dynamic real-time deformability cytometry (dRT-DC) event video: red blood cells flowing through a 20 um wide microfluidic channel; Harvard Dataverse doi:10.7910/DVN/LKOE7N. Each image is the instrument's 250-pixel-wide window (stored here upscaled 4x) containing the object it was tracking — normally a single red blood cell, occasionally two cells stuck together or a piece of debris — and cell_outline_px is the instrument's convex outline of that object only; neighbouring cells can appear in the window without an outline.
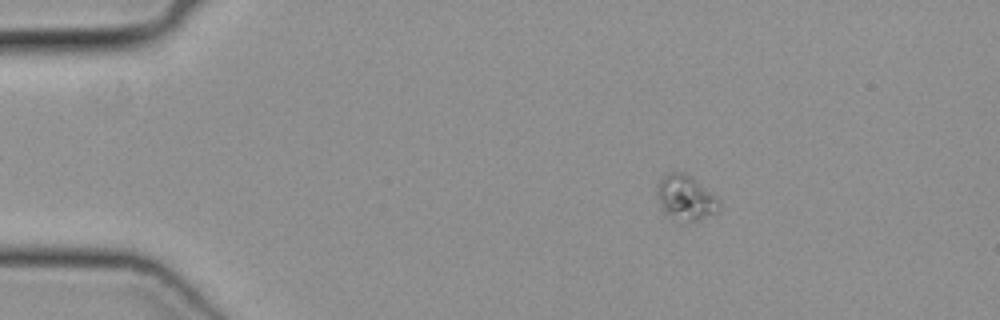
{"species": "common noctule bat (a hibernating species)", "species_latin": "Nyctalus noctula", "temperature_condition": "cold", "stored_images_in_passage": 18, "camera_frame_rate_fps": 3000, "um_per_image_px": 0.085, "animal": {"sex": "female", "body_mass_g": 19.3, "forearm_length_mm": 54.1}, "frame": {"image": 1, "passage_image": 9, "time_ms": 2.667, "image_size_px": [1000, 320], "cell_outline_px": [[720, 208], [716, 212], [700, 220], [688, 224], [680, 224], [668, 216], [660, 208], [656, 192], [660, 180], [668, 172], [680, 172], [692, 176], [716, 196], [720, 204]], "centroid_in_image_um": [58.27, 16.86], "position_along_channel_um": 26.7, "area_um2": 16.76}}
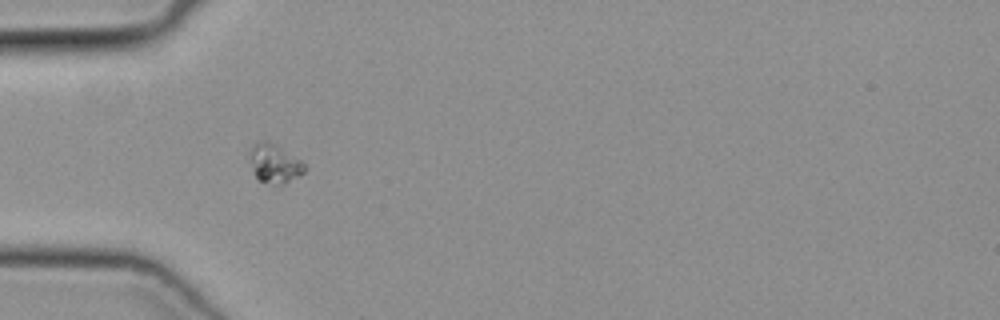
{"frame": {"image": 2, "passage_image": 17, "time_ms": 5.333, "image_size_px": [1000, 320], "cell_outline_px": [[308, 168], [300, 176], [284, 184], [272, 184], [256, 180], [248, 156], [248, 152], [252, 144], [264, 140], [276, 144], [300, 160]], "centroid_in_image_um": [23.31, 13.9], "position_along_channel_um": 61.7, "area_um2": 12.72}}